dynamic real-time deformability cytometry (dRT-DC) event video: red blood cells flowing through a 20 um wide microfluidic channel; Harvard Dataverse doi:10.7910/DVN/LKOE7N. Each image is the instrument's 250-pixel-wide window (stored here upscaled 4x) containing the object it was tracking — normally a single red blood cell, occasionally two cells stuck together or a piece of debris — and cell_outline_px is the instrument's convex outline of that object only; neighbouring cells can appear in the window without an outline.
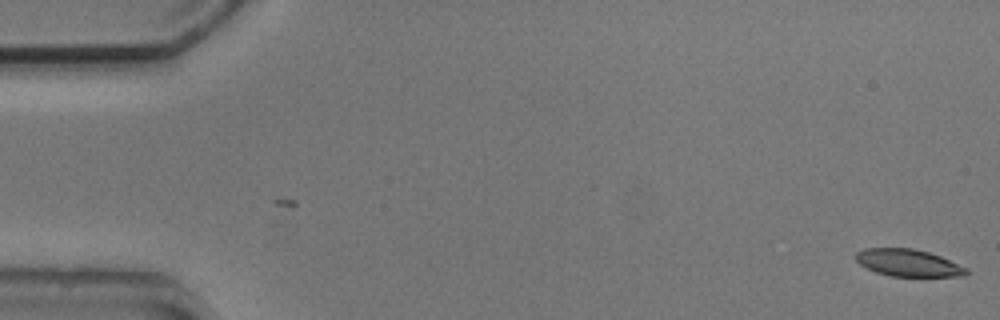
{"species": "common noctule bat (a hibernating species)", "species_latin": "Nyctalus noctula", "temperature_condition": "cold", "stored_images_in_passage": 5, "camera_frame_rate_fps": 3000, "um_per_image_px": 0.085, "animal": {"sex": "male", "body_mass_g": 20.5, "forearm_length_mm": 52.5}, "frame": {"image": 1, "passage_image": 5, "time_ms": 1.333, "image_size_px": [1000, 320], "cell_outline_px": [[968, 272], [964, 276], [892, 276], [876, 272], [860, 264], [856, 260], [856, 252], [864, 248], [912, 248], [928, 252], [940, 256], [968, 268]], "centroid_in_image_um": [77.2, 22.33], "position_along_channel_um": 7.8, "area_um2": 17.34}}